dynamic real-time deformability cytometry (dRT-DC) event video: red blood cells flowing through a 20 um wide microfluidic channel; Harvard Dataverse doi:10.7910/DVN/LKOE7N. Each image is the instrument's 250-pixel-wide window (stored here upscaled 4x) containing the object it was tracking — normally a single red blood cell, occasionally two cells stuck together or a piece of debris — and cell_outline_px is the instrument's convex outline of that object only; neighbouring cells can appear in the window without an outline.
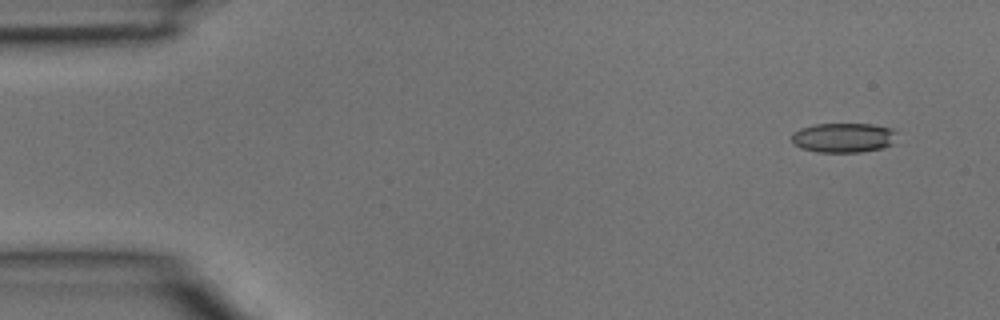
{"species": "common noctule bat (a hibernating species)", "species_latin": "Nyctalus noctula", "temperature_condition": "room temperature", "stored_images_in_passage": 4, "camera_frame_rate_fps": 3000, "um_per_image_px": 0.085, "animal": {"sex": "male", "body_mass_g": 15.6}, "frame": {"image": 1, "passage_image": 1, "time_ms": 0.0, "image_size_px": [1000, 320], "cell_outline_px": [[896, 132], [892, 144], [884, 148], [860, 152], [816, 152], [800, 148], [792, 144], [792, 132], [800, 128], [816, 124], [872, 124], [892, 128]], "centroid_in_image_um": [71.67, 11.71], "position_along_channel_um": 13.3, "area_um2": 18.32}}
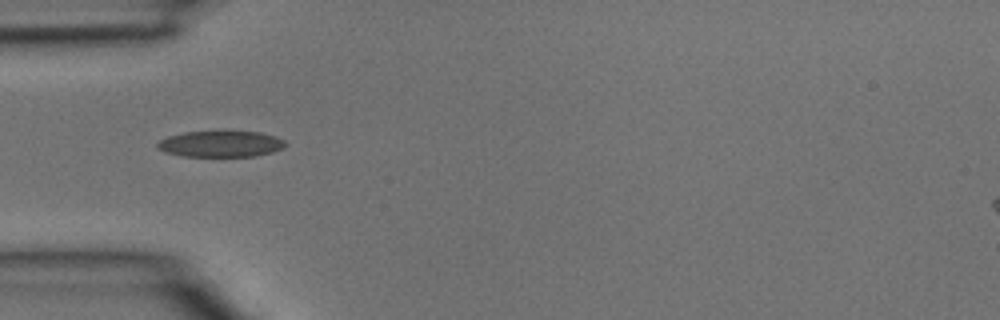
{"frame": {"image": 2, "passage_image": 4, "time_ms": 1.0, "image_size_px": [1000, 320], "cell_outline_px": [[288, 144], [284, 148], [272, 152], [256, 156], [184, 156], [164, 152], [156, 148], [156, 144], [160, 140], [168, 136], [184, 132], [260, 132], [284, 140]], "centroid_in_image_um": [18.75, 12.24], "position_along_channel_um": 66.3, "area_um2": 19.36}}